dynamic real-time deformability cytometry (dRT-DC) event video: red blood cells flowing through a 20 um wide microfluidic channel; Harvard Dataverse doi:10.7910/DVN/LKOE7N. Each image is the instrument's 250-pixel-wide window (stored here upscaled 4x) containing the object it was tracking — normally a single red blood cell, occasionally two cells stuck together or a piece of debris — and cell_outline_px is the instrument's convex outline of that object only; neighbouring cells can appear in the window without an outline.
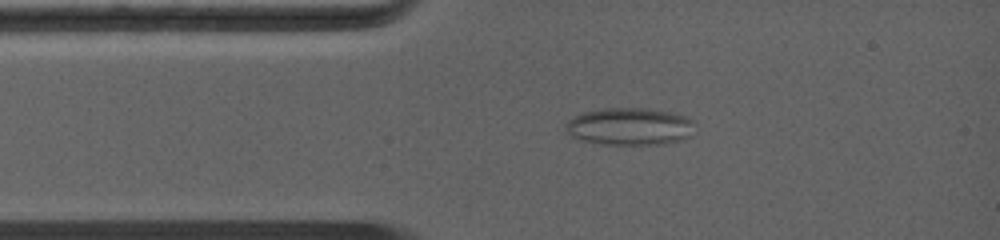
{"species": "common noctule bat (a hibernating species)", "species_latin": "Nyctalus noctula", "temperature_condition": "warm", "stored_images_in_passage": 29, "camera_frame_rate_fps": 5000, "um_per_image_px": 0.085, "animal": {"sex": "female", "body_mass_g": 19.0, "forearm_length_mm": 56.7}, "frame": {"image": 1, "passage_image": 6, "time_ms": 1.8, "image_size_px": [1000, 240], "cell_outline_px": [[684, 120], [680, 136], [672, 140], [660, 144], [600, 144], [576, 136], [568, 128], [568, 124], [576, 116], [584, 112], [604, 108], [648, 108], [668, 112], [680, 116]], "centroid_in_image_um": [53.31, 10.72], "position_along_channel_um": 31.7, "area_um2": 25.37}}
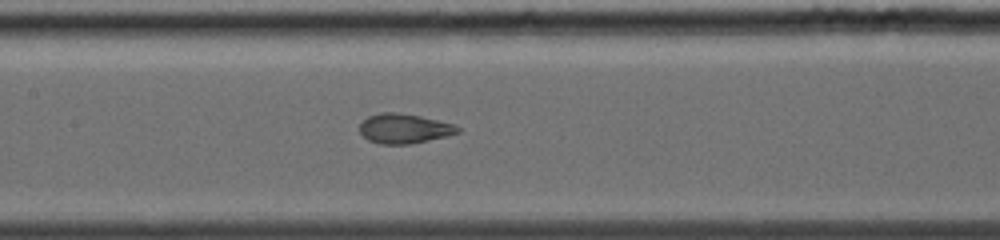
{"frame": {"image": 2, "passage_image": 16, "time_ms": 5.2, "image_size_px": [1000, 240], "cell_outline_px": [[460, 132], [444, 136], [408, 144], [380, 144], [368, 140], [360, 132], [360, 124], [368, 116], [380, 112], [396, 112], [420, 116], [452, 124], [460, 128]], "centroid_in_image_um": [34.3, 10.92], "position_along_channel_um": 173.1, "area_um2": 16.65}}
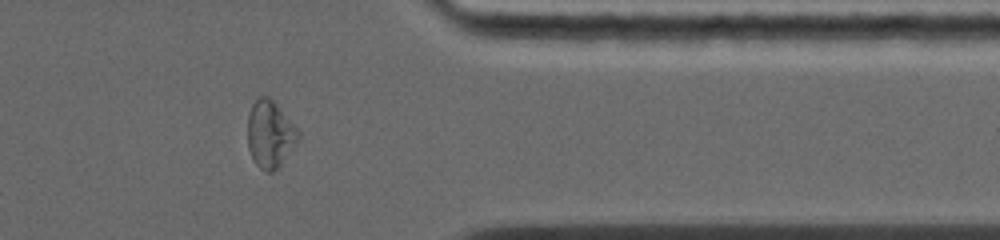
{"frame": {"image": 3, "passage_image": 26, "time_ms": 10.2, "image_size_px": [1000, 240], "cell_outline_px": [[300, 140], [280, 164], [272, 172], [268, 172], [260, 168], [256, 164], [248, 148], [248, 116], [252, 104], [260, 96], [268, 96], [276, 104], [300, 132]], "centroid_in_image_um": [22.96, 11.4], "position_along_channel_um": 388.4, "area_um2": 19.54}, "authors_computed_cell_mechanics": {"area_um2": 19.4208, "velocity_mm_per_s": 4.4872, "shape_relaxation_time_tau1_ms": null, "shape_relaxation_time_tau2_ms": 1.1372, "deformation_change_tau1": null, "deformation_change_tau2": 0.0538}}